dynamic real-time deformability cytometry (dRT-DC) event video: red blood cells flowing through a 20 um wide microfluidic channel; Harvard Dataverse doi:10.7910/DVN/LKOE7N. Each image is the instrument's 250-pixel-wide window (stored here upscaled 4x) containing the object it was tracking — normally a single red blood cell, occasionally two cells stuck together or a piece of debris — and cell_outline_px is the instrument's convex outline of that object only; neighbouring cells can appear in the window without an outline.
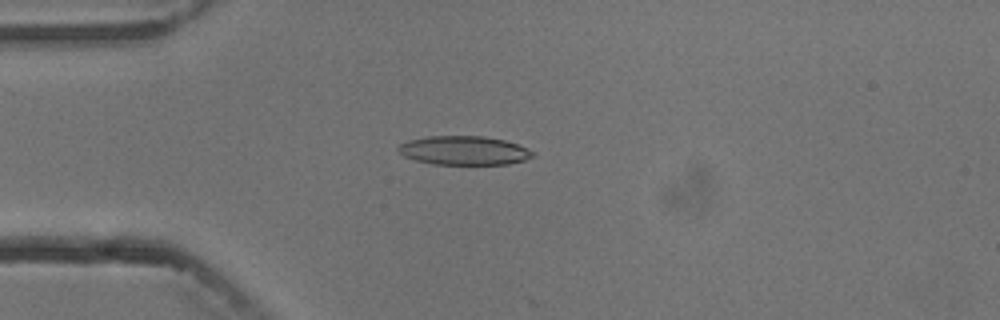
{"species": "common noctule bat (a hibernating species)", "species_latin": "Nyctalus noctula", "temperature_condition": "cold", "stored_images_in_passage": 4, "camera_frame_rate_fps": 3000, "um_per_image_px": 0.085, "animal": {"sex": "male", "body_mass_g": 13.3}, "frame": {"image": 1, "passage_image": 4, "time_ms": 3.333, "image_size_px": [1000, 320], "cell_outline_px": [[536, 156], [524, 160], [508, 164], [432, 164], [416, 160], [404, 156], [396, 148], [400, 144], [408, 140], [428, 136], [484, 136], [504, 140], [516, 144], [536, 152]], "centroid_in_image_um": [39.45, 12.79], "position_along_channel_um": 45.5, "area_um2": 22.66}}